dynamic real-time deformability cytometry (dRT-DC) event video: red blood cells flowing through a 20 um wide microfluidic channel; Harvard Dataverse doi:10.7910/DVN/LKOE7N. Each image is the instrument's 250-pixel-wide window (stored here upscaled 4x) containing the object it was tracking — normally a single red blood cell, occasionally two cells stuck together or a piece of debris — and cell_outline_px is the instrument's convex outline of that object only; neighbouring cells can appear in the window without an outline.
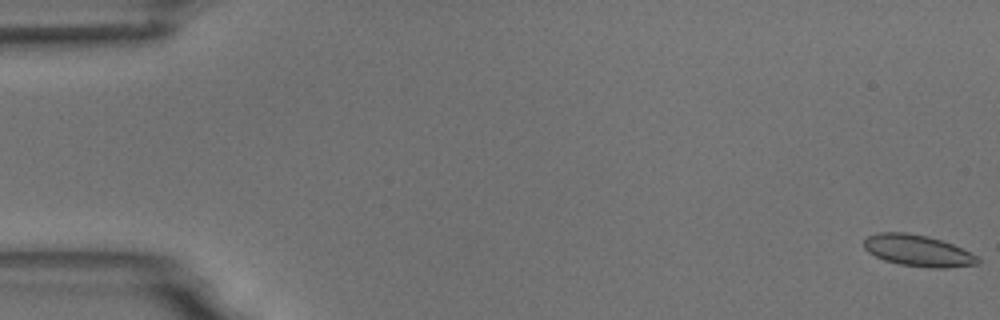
{"species": "common noctule bat (a hibernating species)", "species_latin": "Nyctalus noctula", "temperature_condition": "room temperature", "stored_images_in_passage": 56, "camera_frame_rate_fps": 3000, "um_per_image_px": 0.085, "animal": {"sex": "male", "body_mass_g": 18.8}, "frame": {"image": 1, "passage_image": 1, "time_ms": 0.0, "image_size_px": [1000, 320], "cell_outline_px": [[980, 260], [976, 264], [944, 268], [928, 268], [900, 264], [884, 260], [868, 252], [864, 248], [864, 240], [868, 236], [876, 232], [904, 232], [928, 236], [952, 244], [980, 256]], "centroid_in_image_um": [78.02, 21.3], "position_along_channel_um": 7.0, "area_um2": 20.87}}
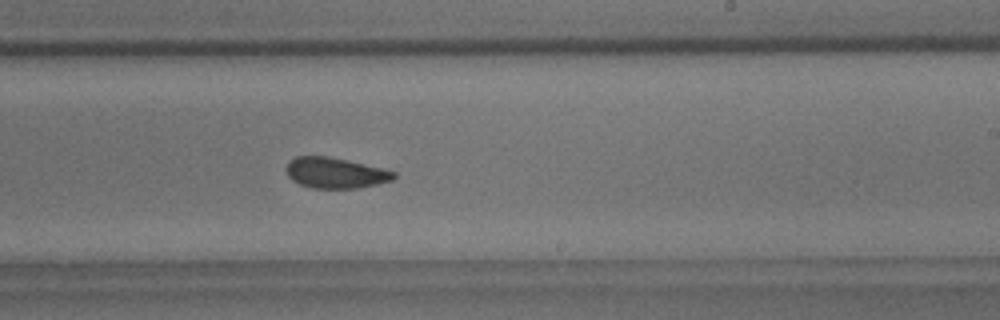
{"frame": {"image": 2, "passage_image": 34, "time_ms": 11.0, "image_size_px": [1000, 320], "cell_outline_px": [[396, 176], [392, 180], [360, 188], [312, 188], [300, 184], [292, 180], [288, 176], [284, 168], [288, 160], [296, 156], [328, 156], [380, 168], [396, 172]], "centroid_in_image_um": [28.44, 14.69], "position_along_channel_um": 260.6, "area_um2": 19.19}}
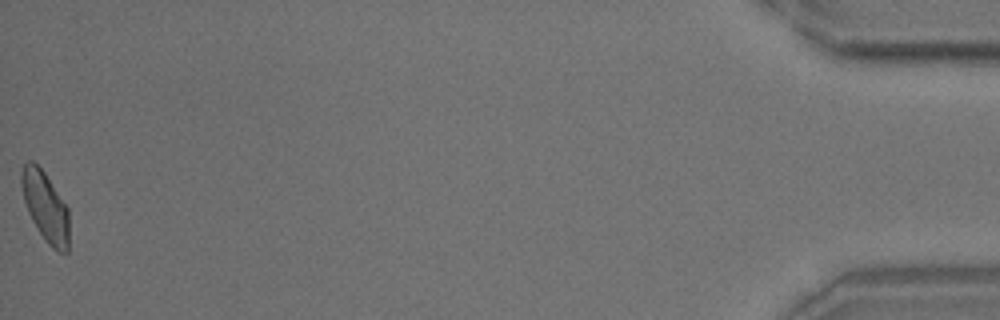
{"frame": {"image": 3, "passage_image": 56, "time_ms": 18.333, "image_size_px": [1000, 320], "cell_outline_px": [[68, 252], [60, 252], [52, 248], [44, 240], [32, 220], [28, 212], [24, 200], [20, 184], [20, 172], [24, 164], [28, 160], [32, 160], [44, 172], [68, 208]], "centroid_in_image_um": [3.83, 17.55], "position_along_channel_um": 431.4, "area_um2": 19.31}, "authors_computed_cell_mechanics": {"area_um2": 20.1144, "velocity_mm_per_s": 3.6704, "shape_relaxation_time_tau1_ms": 7.2181, "shape_relaxation_time_tau2_ms": 1.6838, "deformation_change_tau1": 0.1171, "deformation_change_tau2": 0.0626}}